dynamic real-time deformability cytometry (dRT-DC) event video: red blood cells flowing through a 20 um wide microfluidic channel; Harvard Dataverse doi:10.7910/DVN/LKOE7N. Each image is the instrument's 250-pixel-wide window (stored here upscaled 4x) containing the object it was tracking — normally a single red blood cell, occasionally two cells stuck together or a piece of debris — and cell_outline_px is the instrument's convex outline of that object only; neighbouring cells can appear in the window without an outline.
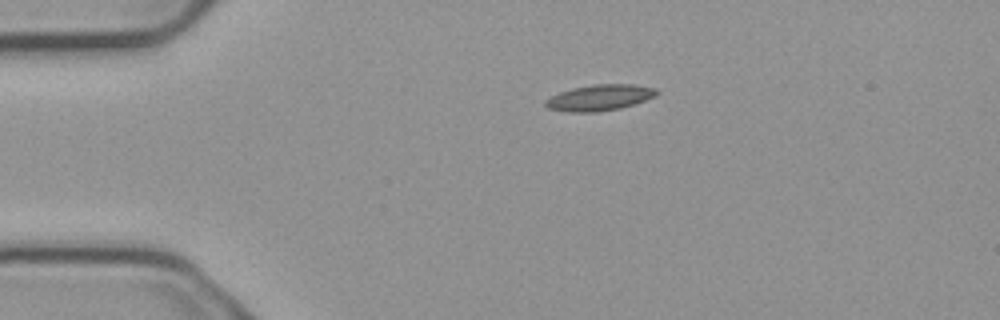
{"species": "common noctule bat (a hibernating species)", "species_latin": "Nyctalus noctula", "temperature_condition": "cold", "stored_images_in_passage": 2, "camera_frame_rate_fps": 3000, "um_per_image_px": 0.085, "animal": {"sex": "male", "body_mass_g": 23.1, "forearm_length_mm": 52.7}, "frame": {"image": 1, "passage_image": 1, "time_ms": 0.0, "image_size_px": [1000, 320], "cell_outline_px": [[660, 92], [656, 96], [620, 108], [596, 112], [568, 112], [548, 108], [544, 104], [544, 100], [560, 92], [572, 88], [592, 84], [636, 84], [656, 88]], "centroid_in_image_um": [50.97, 8.29], "position_along_channel_um": 34.0, "area_um2": 16.88}}